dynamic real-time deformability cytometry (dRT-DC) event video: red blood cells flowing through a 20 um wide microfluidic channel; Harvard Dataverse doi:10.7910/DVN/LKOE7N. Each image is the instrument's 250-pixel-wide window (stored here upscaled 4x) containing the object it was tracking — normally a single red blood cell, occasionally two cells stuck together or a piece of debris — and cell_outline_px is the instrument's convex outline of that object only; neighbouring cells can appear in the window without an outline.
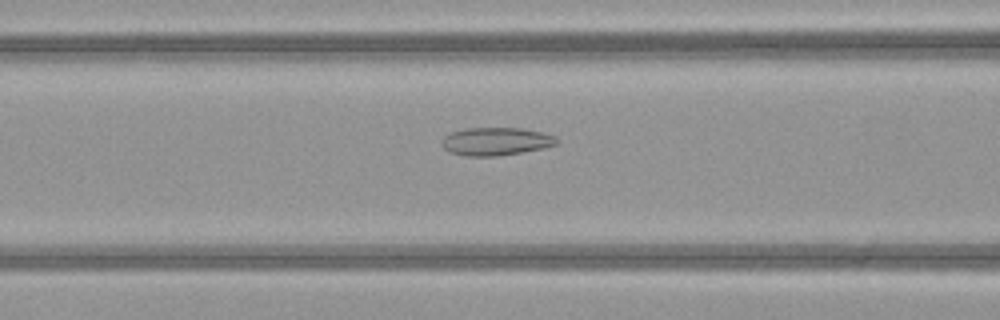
{"species": "common noctule bat (a hibernating species)", "species_latin": "Nyctalus noctula", "temperature_condition": "warm", "stored_images_in_passage": 49, "camera_frame_rate_fps": 3000, "um_per_image_px": 0.085, "animal": {"sex": "female", "body_mass_g": 21.9}, "frame": {"image": 1, "passage_image": 20, "time_ms": 6.333, "image_size_px": [1000, 320], "cell_outline_px": [[560, 140], [556, 144], [544, 148], [496, 156], [464, 156], [448, 152], [440, 144], [440, 140], [448, 132], [464, 128], [524, 128], [544, 132], [556, 136]], "centroid_in_image_um": [42.12, 12.01], "position_along_channel_um": 124.5, "area_um2": 19.13}}
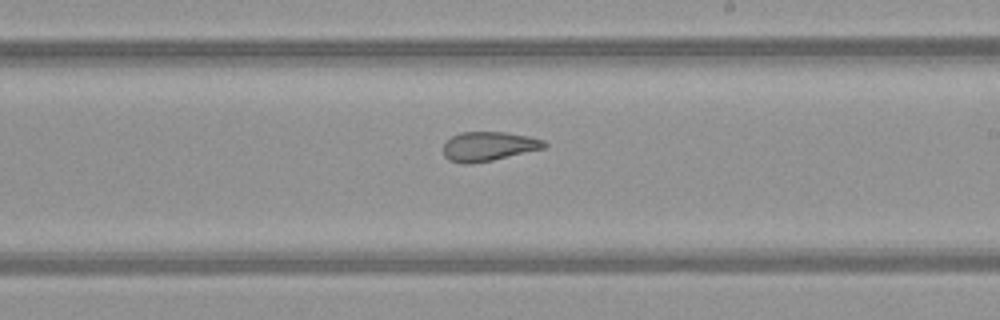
{"frame": {"image": 2, "passage_image": 29, "time_ms": 9.333, "image_size_px": [1000, 320], "cell_outline_px": [[548, 144], [544, 148], [492, 160], [472, 164], [464, 164], [448, 160], [444, 156], [444, 144], [452, 136], [460, 132], [508, 132], [528, 136], [544, 140]], "centroid_in_image_um": [41.52, 12.44], "position_along_channel_um": 247.5, "area_um2": 17.22}}
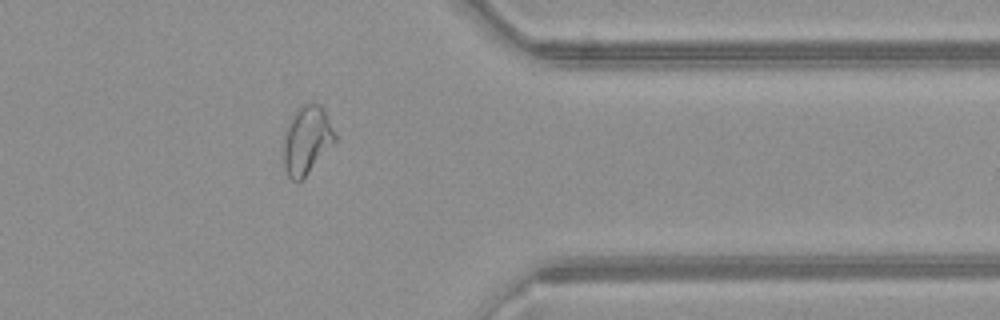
{"frame": {"image": 3, "passage_image": 40, "time_ms": 13.0, "image_size_px": [1000, 320], "cell_outline_px": [[336, 140], [304, 176], [296, 184], [288, 176], [284, 168], [284, 128], [292, 112], [300, 104], [320, 104], [336, 132]], "centroid_in_image_um": [26.03, 11.86], "position_along_channel_um": 385.4, "area_um2": 20.46}, "authors_computed_cell_mechanics": {"area_um2": 21.1548, "velocity_mm_per_s": 4.096, "shape_relaxation_time_tau1_ms": null, "shape_relaxation_time_tau2_ms": 1.6335, "deformation_change_tau1": null, "deformation_change_tau2": 0.0755}}